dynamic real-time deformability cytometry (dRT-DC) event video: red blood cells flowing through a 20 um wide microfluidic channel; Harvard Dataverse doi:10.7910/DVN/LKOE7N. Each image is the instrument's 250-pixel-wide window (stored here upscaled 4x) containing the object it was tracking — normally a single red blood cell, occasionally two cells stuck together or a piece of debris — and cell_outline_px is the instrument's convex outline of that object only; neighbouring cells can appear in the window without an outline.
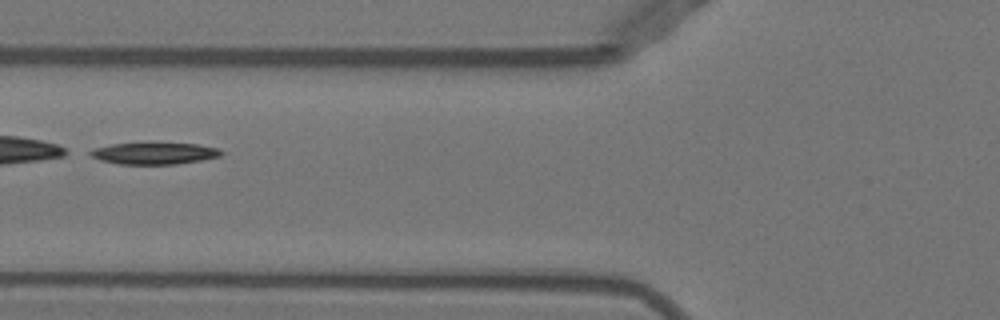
{"species": "Egyptian fruit bat (a non-hibernating species)", "species_latin": "Rousettus aegyptiacus", "temperature_condition": "warm", "stored_images_in_passage": 41, "camera_frame_rate_fps": 3000, "um_per_image_px": 0.085, "animal": {"sex": "female"}, "frame": {"image": 1, "passage_image": 11, "time_ms": 3.333, "image_size_px": [1000, 320], "cell_outline_px": [[224, 152], [220, 156], [200, 160], [176, 164], [120, 164], [100, 160], [92, 156], [88, 152], [96, 148], [112, 144], [196, 144], [216, 148]], "centroid_in_image_um": [13.11, 13.05], "position_along_channel_um": 112.7, "area_um2": 16.01}}
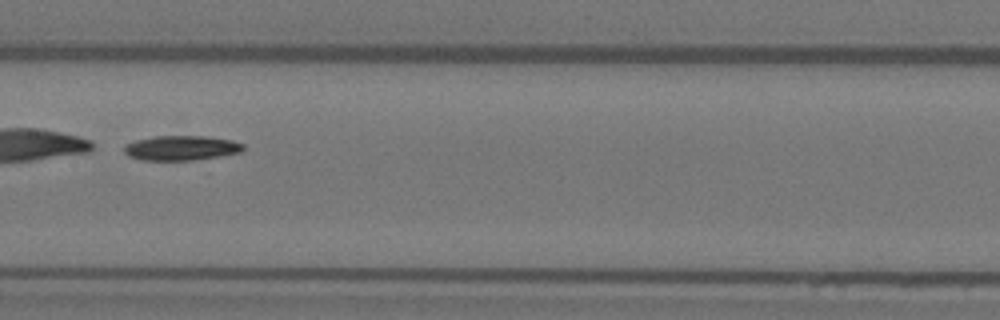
{"frame": {"image": 2, "passage_image": 17, "time_ms": 5.333, "image_size_px": [1000, 320], "cell_outline_px": [[244, 148], [240, 152], [192, 160], [140, 160], [128, 156], [124, 152], [124, 144], [136, 140], [156, 136], [204, 136], [232, 140], [244, 144]], "centroid_in_image_um": [15.36, 12.57], "position_along_channel_um": 192.0, "area_um2": 17.05}}
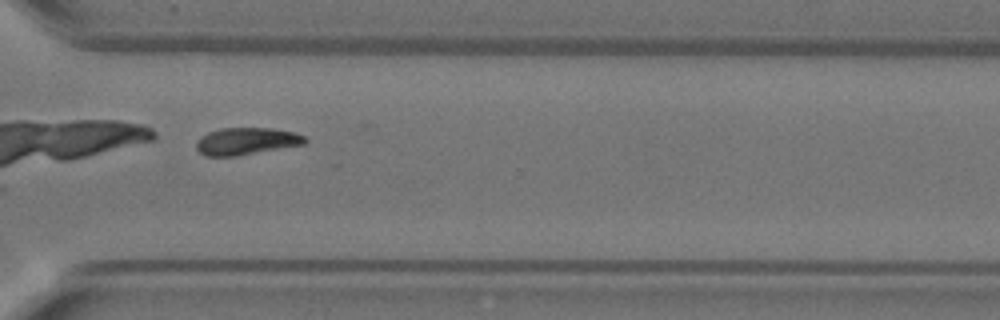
{"frame": {"image": 3, "passage_image": 29, "time_ms": 9.333, "image_size_px": [1000, 320], "cell_outline_px": [[308, 140], [304, 144], [236, 156], [204, 156], [196, 148], [196, 140], [208, 132], [220, 128], [272, 128], [296, 132], [304, 136]], "centroid_in_image_um": [20.93, 11.99], "position_along_channel_um": 349.7, "area_um2": 17.22}, "authors_computed_cell_mechanics": {"area_um2": 17.2822, "velocity_mm_per_s": 3.955, "shape_relaxation_time_tau1_ms": 2.9148, "shape_relaxation_time_tau2_ms": null, "deformation_change_tau1": 0.1373, "deformation_change_tau2": null}}